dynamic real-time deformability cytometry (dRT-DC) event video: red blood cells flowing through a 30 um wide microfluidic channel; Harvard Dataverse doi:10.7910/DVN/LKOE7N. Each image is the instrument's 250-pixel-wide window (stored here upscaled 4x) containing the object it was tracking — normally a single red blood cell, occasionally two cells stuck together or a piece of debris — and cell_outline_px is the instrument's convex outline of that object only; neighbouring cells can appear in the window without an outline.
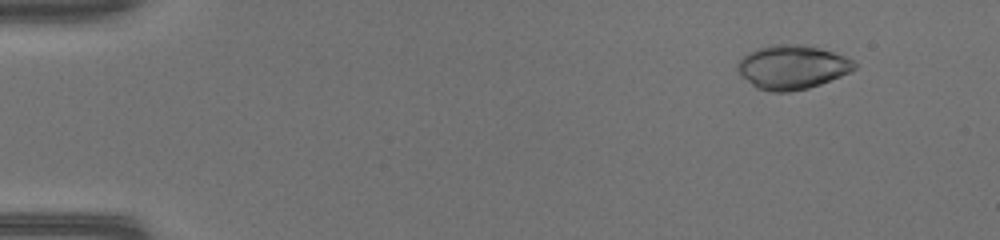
{"species": "common noctule bat (a hibernating species)", "species_latin": "Nyctalus noctula", "temperature_condition": "warm", "stored_images_in_passage": 51, "camera_frame_rate_fps": 3000, "um_per_image_px": 0.085, "animal": {"sex": "female", "body_mass_g": 17.0, "forearm_length_mm": 48.0}, "frame": {"image": 1, "passage_image": 6, "time_ms": 1.667, "image_size_px": [1000, 240], "cell_outline_px": [[856, 68], [840, 76], [820, 84], [808, 88], [788, 92], [772, 92], [756, 88], [740, 72], [736, 64], [748, 52], [756, 48], [772, 44], [804, 44], [820, 48], [844, 56], [852, 60], [856, 64]], "centroid_in_image_um": [67.33, 5.69], "position_along_channel_um": 17.7, "area_um2": 29.71}}
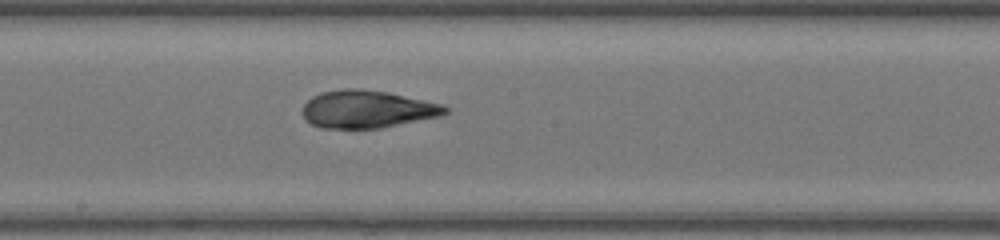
{"frame": {"image": 2, "passage_image": 29, "time_ms": 9.333, "image_size_px": [1000, 240], "cell_outline_px": [[448, 112], [440, 116], [380, 128], [320, 128], [312, 124], [304, 116], [304, 104], [312, 96], [324, 92], [344, 88], [360, 88], [388, 92], [444, 104], [448, 108]], "centroid_in_image_um": [31.25, 9.27], "position_along_channel_um": 217.0, "area_um2": 31.15}}
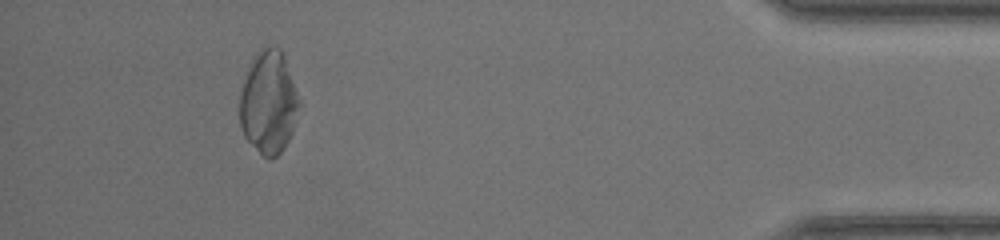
{"frame": {"image": 3, "passage_image": 47, "time_ms": 15.333, "image_size_px": [1000, 240], "cell_outline_px": [[300, 104], [292, 132], [284, 148], [272, 160], [268, 160], [244, 136], [240, 124], [240, 92], [244, 80], [252, 60], [268, 44], [280, 48], [284, 56], [300, 100]], "centroid_in_image_um": [22.84, 8.72], "position_along_channel_um": 412.4, "area_um2": 35.26}}